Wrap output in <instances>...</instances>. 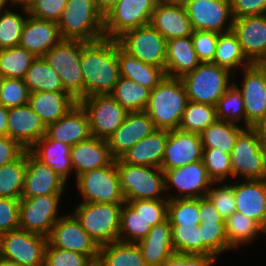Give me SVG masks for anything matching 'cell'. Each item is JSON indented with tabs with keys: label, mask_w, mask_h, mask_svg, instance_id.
<instances>
[{
	"label": "cell",
	"mask_w": 266,
	"mask_h": 266,
	"mask_svg": "<svg viewBox=\"0 0 266 266\" xmlns=\"http://www.w3.org/2000/svg\"><path fill=\"white\" fill-rule=\"evenodd\" d=\"M14 8L15 11H13ZM16 8L8 6L7 3L0 8V49L14 47L20 43L28 10L20 7L21 12L19 13L16 12Z\"/></svg>",
	"instance_id": "41"
},
{
	"label": "cell",
	"mask_w": 266,
	"mask_h": 266,
	"mask_svg": "<svg viewBox=\"0 0 266 266\" xmlns=\"http://www.w3.org/2000/svg\"><path fill=\"white\" fill-rule=\"evenodd\" d=\"M202 161L213 182H227L232 177L229 153L218 148H203Z\"/></svg>",
	"instance_id": "49"
},
{
	"label": "cell",
	"mask_w": 266,
	"mask_h": 266,
	"mask_svg": "<svg viewBox=\"0 0 266 266\" xmlns=\"http://www.w3.org/2000/svg\"><path fill=\"white\" fill-rule=\"evenodd\" d=\"M70 157L75 178L86 171L108 166L115 160L107 140L93 136L71 146Z\"/></svg>",
	"instance_id": "27"
},
{
	"label": "cell",
	"mask_w": 266,
	"mask_h": 266,
	"mask_svg": "<svg viewBox=\"0 0 266 266\" xmlns=\"http://www.w3.org/2000/svg\"><path fill=\"white\" fill-rule=\"evenodd\" d=\"M151 230V226L126 202L122 205L118 241L137 244Z\"/></svg>",
	"instance_id": "46"
},
{
	"label": "cell",
	"mask_w": 266,
	"mask_h": 266,
	"mask_svg": "<svg viewBox=\"0 0 266 266\" xmlns=\"http://www.w3.org/2000/svg\"><path fill=\"white\" fill-rule=\"evenodd\" d=\"M185 9L194 31L220 34L233 30L230 0H189Z\"/></svg>",
	"instance_id": "17"
},
{
	"label": "cell",
	"mask_w": 266,
	"mask_h": 266,
	"mask_svg": "<svg viewBox=\"0 0 266 266\" xmlns=\"http://www.w3.org/2000/svg\"><path fill=\"white\" fill-rule=\"evenodd\" d=\"M7 136L29 150L46 134V125L27 104L8 108Z\"/></svg>",
	"instance_id": "24"
},
{
	"label": "cell",
	"mask_w": 266,
	"mask_h": 266,
	"mask_svg": "<svg viewBox=\"0 0 266 266\" xmlns=\"http://www.w3.org/2000/svg\"><path fill=\"white\" fill-rule=\"evenodd\" d=\"M29 90L23 79L4 78L0 91V104L6 108L28 104Z\"/></svg>",
	"instance_id": "53"
},
{
	"label": "cell",
	"mask_w": 266,
	"mask_h": 266,
	"mask_svg": "<svg viewBox=\"0 0 266 266\" xmlns=\"http://www.w3.org/2000/svg\"><path fill=\"white\" fill-rule=\"evenodd\" d=\"M27 150L9 136L0 137V167L19 159Z\"/></svg>",
	"instance_id": "60"
},
{
	"label": "cell",
	"mask_w": 266,
	"mask_h": 266,
	"mask_svg": "<svg viewBox=\"0 0 266 266\" xmlns=\"http://www.w3.org/2000/svg\"><path fill=\"white\" fill-rule=\"evenodd\" d=\"M91 262L86 255L46 245L44 266H88Z\"/></svg>",
	"instance_id": "54"
},
{
	"label": "cell",
	"mask_w": 266,
	"mask_h": 266,
	"mask_svg": "<svg viewBox=\"0 0 266 266\" xmlns=\"http://www.w3.org/2000/svg\"><path fill=\"white\" fill-rule=\"evenodd\" d=\"M251 128L256 132L262 145L266 147V114Z\"/></svg>",
	"instance_id": "62"
},
{
	"label": "cell",
	"mask_w": 266,
	"mask_h": 266,
	"mask_svg": "<svg viewBox=\"0 0 266 266\" xmlns=\"http://www.w3.org/2000/svg\"><path fill=\"white\" fill-rule=\"evenodd\" d=\"M62 40L58 23L27 16L19 45L36 57H43Z\"/></svg>",
	"instance_id": "25"
},
{
	"label": "cell",
	"mask_w": 266,
	"mask_h": 266,
	"mask_svg": "<svg viewBox=\"0 0 266 266\" xmlns=\"http://www.w3.org/2000/svg\"><path fill=\"white\" fill-rule=\"evenodd\" d=\"M76 179V186L81 195L80 203L124 204L116 160L110 165L86 171Z\"/></svg>",
	"instance_id": "9"
},
{
	"label": "cell",
	"mask_w": 266,
	"mask_h": 266,
	"mask_svg": "<svg viewBox=\"0 0 266 266\" xmlns=\"http://www.w3.org/2000/svg\"><path fill=\"white\" fill-rule=\"evenodd\" d=\"M241 70V82L233 83L242 94L246 128H250L266 114V83L262 71L254 63Z\"/></svg>",
	"instance_id": "19"
},
{
	"label": "cell",
	"mask_w": 266,
	"mask_h": 266,
	"mask_svg": "<svg viewBox=\"0 0 266 266\" xmlns=\"http://www.w3.org/2000/svg\"><path fill=\"white\" fill-rule=\"evenodd\" d=\"M8 108L0 104V137L7 136Z\"/></svg>",
	"instance_id": "63"
},
{
	"label": "cell",
	"mask_w": 266,
	"mask_h": 266,
	"mask_svg": "<svg viewBox=\"0 0 266 266\" xmlns=\"http://www.w3.org/2000/svg\"><path fill=\"white\" fill-rule=\"evenodd\" d=\"M29 151L42 163L49 165L68 184L69 177L73 173L70 157L71 146L47 139L44 136Z\"/></svg>",
	"instance_id": "31"
},
{
	"label": "cell",
	"mask_w": 266,
	"mask_h": 266,
	"mask_svg": "<svg viewBox=\"0 0 266 266\" xmlns=\"http://www.w3.org/2000/svg\"><path fill=\"white\" fill-rule=\"evenodd\" d=\"M137 245L146 266H161L166 258L175 253L169 220L151 227L148 235Z\"/></svg>",
	"instance_id": "32"
},
{
	"label": "cell",
	"mask_w": 266,
	"mask_h": 266,
	"mask_svg": "<svg viewBox=\"0 0 266 266\" xmlns=\"http://www.w3.org/2000/svg\"><path fill=\"white\" fill-rule=\"evenodd\" d=\"M233 19L266 14V0H230Z\"/></svg>",
	"instance_id": "59"
},
{
	"label": "cell",
	"mask_w": 266,
	"mask_h": 266,
	"mask_svg": "<svg viewBox=\"0 0 266 266\" xmlns=\"http://www.w3.org/2000/svg\"><path fill=\"white\" fill-rule=\"evenodd\" d=\"M6 3V0H0V8H2Z\"/></svg>",
	"instance_id": "70"
},
{
	"label": "cell",
	"mask_w": 266,
	"mask_h": 266,
	"mask_svg": "<svg viewBox=\"0 0 266 266\" xmlns=\"http://www.w3.org/2000/svg\"><path fill=\"white\" fill-rule=\"evenodd\" d=\"M120 187L128 200H168L165 174L161 168L131 165L116 159ZM164 195V196H163Z\"/></svg>",
	"instance_id": "4"
},
{
	"label": "cell",
	"mask_w": 266,
	"mask_h": 266,
	"mask_svg": "<svg viewBox=\"0 0 266 266\" xmlns=\"http://www.w3.org/2000/svg\"><path fill=\"white\" fill-rule=\"evenodd\" d=\"M199 227H201L203 254H214L218 258L221 254L228 252L225 223L201 222Z\"/></svg>",
	"instance_id": "50"
},
{
	"label": "cell",
	"mask_w": 266,
	"mask_h": 266,
	"mask_svg": "<svg viewBox=\"0 0 266 266\" xmlns=\"http://www.w3.org/2000/svg\"><path fill=\"white\" fill-rule=\"evenodd\" d=\"M118 2H119V0H96V6H97L99 12L104 16Z\"/></svg>",
	"instance_id": "64"
},
{
	"label": "cell",
	"mask_w": 266,
	"mask_h": 266,
	"mask_svg": "<svg viewBox=\"0 0 266 266\" xmlns=\"http://www.w3.org/2000/svg\"><path fill=\"white\" fill-rule=\"evenodd\" d=\"M77 103L87 115L91 135L101 139L111 136L128 113L111 94L91 95Z\"/></svg>",
	"instance_id": "12"
},
{
	"label": "cell",
	"mask_w": 266,
	"mask_h": 266,
	"mask_svg": "<svg viewBox=\"0 0 266 266\" xmlns=\"http://www.w3.org/2000/svg\"><path fill=\"white\" fill-rule=\"evenodd\" d=\"M20 199L0 197V235L19 228Z\"/></svg>",
	"instance_id": "57"
},
{
	"label": "cell",
	"mask_w": 266,
	"mask_h": 266,
	"mask_svg": "<svg viewBox=\"0 0 266 266\" xmlns=\"http://www.w3.org/2000/svg\"><path fill=\"white\" fill-rule=\"evenodd\" d=\"M171 235L175 253L203 254L199 225H171Z\"/></svg>",
	"instance_id": "47"
},
{
	"label": "cell",
	"mask_w": 266,
	"mask_h": 266,
	"mask_svg": "<svg viewBox=\"0 0 266 266\" xmlns=\"http://www.w3.org/2000/svg\"><path fill=\"white\" fill-rule=\"evenodd\" d=\"M57 23L62 39L95 42L105 38L103 15L96 0H67Z\"/></svg>",
	"instance_id": "3"
},
{
	"label": "cell",
	"mask_w": 266,
	"mask_h": 266,
	"mask_svg": "<svg viewBox=\"0 0 266 266\" xmlns=\"http://www.w3.org/2000/svg\"><path fill=\"white\" fill-rule=\"evenodd\" d=\"M116 40L129 55L165 71L167 40L151 24L128 30Z\"/></svg>",
	"instance_id": "10"
},
{
	"label": "cell",
	"mask_w": 266,
	"mask_h": 266,
	"mask_svg": "<svg viewBox=\"0 0 266 266\" xmlns=\"http://www.w3.org/2000/svg\"><path fill=\"white\" fill-rule=\"evenodd\" d=\"M233 31L251 63L266 61V14L234 19Z\"/></svg>",
	"instance_id": "23"
},
{
	"label": "cell",
	"mask_w": 266,
	"mask_h": 266,
	"mask_svg": "<svg viewBox=\"0 0 266 266\" xmlns=\"http://www.w3.org/2000/svg\"><path fill=\"white\" fill-rule=\"evenodd\" d=\"M77 101L67 92H32L28 105L47 126L64 116Z\"/></svg>",
	"instance_id": "33"
},
{
	"label": "cell",
	"mask_w": 266,
	"mask_h": 266,
	"mask_svg": "<svg viewBox=\"0 0 266 266\" xmlns=\"http://www.w3.org/2000/svg\"><path fill=\"white\" fill-rule=\"evenodd\" d=\"M47 238L23 229L0 235V256L21 266H44Z\"/></svg>",
	"instance_id": "14"
},
{
	"label": "cell",
	"mask_w": 266,
	"mask_h": 266,
	"mask_svg": "<svg viewBox=\"0 0 266 266\" xmlns=\"http://www.w3.org/2000/svg\"><path fill=\"white\" fill-rule=\"evenodd\" d=\"M8 5L21 8L29 9L35 0H6Z\"/></svg>",
	"instance_id": "65"
},
{
	"label": "cell",
	"mask_w": 266,
	"mask_h": 266,
	"mask_svg": "<svg viewBox=\"0 0 266 266\" xmlns=\"http://www.w3.org/2000/svg\"><path fill=\"white\" fill-rule=\"evenodd\" d=\"M156 130L145 111L128 112L124 122L106 140L112 157L116 160L132 146Z\"/></svg>",
	"instance_id": "20"
},
{
	"label": "cell",
	"mask_w": 266,
	"mask_h": 266,
	"mask_svg": "<svg viewBox=\"0 0 266 266\" xmlns=\"http://www.w3.org/2000/svg\"><path fill=\"white\" fill-rule=\"evenodd\" d=\"M67 0H35L28 14L36 18L58 22L63 14Z\"/></svg>",
	"instance_id": "56"
},
{
	"label": "cell",
	"mask_w": 266,
	"mask_h": 266,
	"mask_svg": "<svg viewBox=\"0 0 266 266\" xmlns=\"http://www.w3.org/2000/svg\"><path fill=\"white\" fill-rule=\"evenodd\" d=\"M117 60L120 76L131 79L141 84L150 91L153 90L166 76L165 71L160 67L144 63L136 57L125 52L117 42Z\"/></svg>",
	"instance_id": "34"
},
{
	"label": "cell",
	"mask_w": 266,
	"mask_h": 266,
	"mask_svg": "<svg viewBox=\"0 0 266 266\" xmlns=\"http://www.w3.org/2000/svg\"><path fill=\"white\" fill-rule=\"evenodd\" d=\"M36 56L20 45L0 49V75L23 79Z\"/></svg>",
	"instance_id": "43"
},
{
	"label": "cell",
	"mask_w": 266,
	"mask_h": 266,
	"mask_svg": "<svg viewBox=\"0 0 266 266\" xmlns=\"http://www.w3.org/2000/svg\"><path fill=\"white\" fill-rule=\"evenodd\" d=\"M81 71L84 97L111 94L121 77L117 40L103 38L95 42L82 41Z\"/></svg>",
	"instance_id": "1"
},
{
	"label": "cell",
	"mask_w": 266,
	"mask_h": 266,
	"mask_svg": "<svg viewBox=\"0 0 266 266\" xmlns=\"http://www.w3.org/2000/svg\"><path fill=\"white\" fill-rule=\"evenodd\" d=\"M233 76V73L227 69L207 62L200 63L192 72L180 79L184 85L188 101L216 106L217 101L233 84Z\"/></svg>",
	"instance_id": "5"
},
{
	"label": "cell",
	"mask_w": 266,
	"mask_h": 266,
	"mask_svg": "<svg viewBox=\"0 0 266 266\" xmlns=\"http://www.w3.org/2000/svg\"><path fill=\"white\" fill-rule=\"evenodd\" d=\"M150 90L131 79L120 77L111 96L128 112L145 111Z\"/></svg>",
	"instance_id": "40"
},
{
	"label": "cell",
	"mask_w": 266,
	"mask_h": 266,
	"mask_svg": "<svg viewBox=\"0 0 266 266\" xmlns=\"http://www.w3.org/2000/svg\"><path fill=\"white\" fill-rule=\"evenodd\" d=\"M218 35V33L209 31H193L191 39L194 50L201 63L213 62Z\"/></svg>",
	"instance_id": "55"
},
{
	"label": "cell",
	"mask_w": 266,
	"mask_h": 266,
	"mask_svg": "<svg viewBox=\"0 0 266 266\" xmlns=\"http://www.w3.org/2000/svg\"><path fill=\"white\" fill-rule=\"evenodd\" d=\"M230 159L232 180L266 179V149L251 127L245 128L238 135Z\"/></svg>",
	"instance_id": "8"
},
{
	"label": "cell",
	"mask_w": 266,
	"mask_h": 266,
	"mask_svg": "<svg viewBox=\"0 0 266 266\" xmlns=\"http://www.w3.org/2000/svg\"><path fill=\"white\" fill-rule=\"evenodd\" d=\"M81 51V40L62 39L43 56L60 76L65 92L77 102L84 98Z\"/></svg>",
	"instance_id": "6"
},
{
	"label": "cell",
	"mask_w": 266,
	"mask_h": 266,
	"mask_svg": "<svg viewBox=\"0 0 266 266\" xmlns=\"http://www.w3.org/2000/svg\"><path fill=\"white\" fill-rule=\"evenodd\" d=\"M47 243L51 247L86 255L91 261L98 260L100 246L81 227L80 222L71 212L61 215L52 227Z\"/></svg>",
	"instance_id": "16"
},
{
	"label": "cell",
	"mask_w": 266,
	"mask_h": 266,
	"mask_svg": "<svg viewBox=\"0 0 266 266\" xmlns=\"http://www.w3.org/2000/svg\"><path fill=\"white\" fill-rule=\"evenodd\" d=\"M163 171L166 185L165 195L168 200L206 197L207 191L214 183L209 177L202 160ZM173 191L177 192L178 195L171 194Z\"/></svg>",
	"instance_id": "15"
},
{
	"label": "cell",
	"mask_w": 266,
	"mask_h": 266,
	"mask_svg": "<svg viewBox=\"0 0 266 266\" xmlns=\"http://www.w3.org/2000/svg\"><path fill=\"white\" fill-rule=\"evenodd\" d=\"M88 266H103L98 260L92 261Z\"/></svg>",
	"instance_id": "69"
},
{
	"label": "cell",
	"mask_w": 266,
	"mask_h": 266,
	"mask_svg": "<svg viewBox=\"0 0 266 266\" xmlns=\"http://www.w3.org/2000/svg\"><path fill=\"white\" fill-rule=\"evenodd\" d=\"M187 103L188 98L181 79L165 76L150 91L145 112L156 129L175 130L179 128Z\"/></svg>",
	"instance_id": "2"
},
{
	"label": "cell",
	"mask_w": 266,
	"mask_h": 266,
	"mask_svg": "<svg viewBox=\"0 0 266 266\" xmlns=\"http://www.w3.org/2000/svg\"><path fill=\"white\" fill-rule=\"evenodd\" d=\"M90 125L85 111L77 103L64 116L46 127L45 137L69 146L91 137Z\"/></svg>",
	"instance_id": "26"
},
{
	"label": "cell",
	"mask_w": 266,
	"mask_h": 266,
	"mask_svg": "<svg viewBox=\"0 0 266 266\" xmlns=\"http://www.w3.org/2000/svg\"><path fill=\"white\" fill-rule=\"evenodd\" d=\"M199 212L201 222L225 223V220L222 219L214 205L207 197L200 198Z\"/></svg>",
	"instance_id": "61"
},
{
	"label": "cell",
	"mask_w": 266,
	"mask_h": 266,
	"mask_svg": "<svg viewBox=\"0 0 266 266\" xmlns=\"http://www.w3.org/2000/svg\"><path fill=\"white\" fill-rule=\"evenodd\" d=\"M225 230L229 251L254 243L256 239H260V234L265 236L263 228L256 221L239 212H234L225 219Z\"/></svg>",
	"instance_id": "36"
},
{
	"label": "cell",
	"mask_w": 266,
	"mask_h": 266,
	"mask_svg": "<svg viewBox=\"0 0 266 266\" xmlns=\"http://www.w3.org/2000/svg\"><path fill=\"white\" fill-rule=\"evenodd\" d=\"M67 183L49 166L27 150V169L21 198L62 195Z\"/></svg>",
	"instance_id": "21"
},
{
	"label": "cell",
	"mask_w": 266,
	"mask_h": 266,
	"mask_svg": "<svg viewBox=\"0 0 266 266\" xmlns=\"http://www.w3.org/2000/svg\"><path fill=\"white\" fill-rule=\"evenodd\" d=\"M169 130L156 129L132 146L119 159L131 165L161 168Z\"/></svg>",
	"instance_id": "29"
},
{
	"label": "cell",
	"mask_w": 266,
	"mask_h": 266,
	"mask_svg": "<svg viewBox=\"0 0 266 266\" xmlns=\"http://www.w3.org/2000/svg\"><path fill=\"white\" fill-rule=\"evenodd\" d=\"M217 120L216 107L188 101L182 114L179 129L200 134Z\"/></svg>",
	"instance_id": "44"
},
{
	"label": "cell",
	"mask_w": 266,
	"mask_h": 266,
	"mask_svg": "<svg viewBox=\"0 0 266 266\" xmlns=\"http://www.w3.org/2000/svg\"><path fill=\"white\" fill-rule=\"evenodd\" d=\"M123 204L79 203L72 214L99 246L118 241Z\"/></svg>",
	"instance_id": "7"
},
{
	"label": "cell",
	"mask_w": 266,
	"mask_h": 266,
	"mask_svg": "<svg viewBox=\"0 0 266 266\" xmlns=\"http://www.w3.org/2000/svg\"><path fill=\"white\" fill-rule=\"evenodd\" d=\"M206 197L214 205L222 219L236 212V201L233 186L229 182H214L207 191Z\"/></svg>",
	"instance_id": "51"
},
{
	"label": "cell",
	"mask_w": 266,
	"mask_h": 266,
	"mask_svg": "<svg viewBox=\"0 0 266 266\" xmlns=\"http://www.w3.org/2000/svg\"><path fill=\"white\" fill-rule=\"evenodd\" d=\"M254 64L262 71L266 83V61H260Z\"/></svg>",
	"instance_id": "68"
},
{
	"label": "cell",
	"mask_w": 266,
	"mask_h": 266,
	"mask_svg": "<svg viewBox=\"0 0 266 266\" xmlns=\"http://www.w3.org/2000/svg\"><path fill=\"white\" fill-rule=\"evenodd\" d=\"M191 36L173 38L167 41L165 74L181 78L200 65Z\"/></svg>",
	"instance_id": "30"
},
{
	"label": "cell",
	"mask_w": 266,
	"mask_h": 266,
	"mask_svg": "<svg viewBox=\"0 0 266 266\" xmlns=\"http://www.w3.org/2000/svg\"><path fill=\"white\" fill-rule=\"evenodd\" d=\"M0 266H21V265L15 261H11L0 256Z\"/></svg>",
	"instance_id": "67"
},
{
	"label": "cell",
	"mask_w": 266,
	"mask_h": 266,
	"mask_svg": "<svg viewBox=\"0 0 266 266\" xmlns=\"http://www.w3.org/2000/svg\"><path fill=\"white\" fill-rule=\"evenodd\" d=\"M245 129L242 124L216 120L200 133L203 148H218L231 154L238 135Z\"/></svg>",
	"instance_id": "39"
},
{
	"label": "cell",
	"mask_w": 266,
	"mask_h": 266,
	"mask_svg": "<svg viewBox=\"0 0 266 266\" xmlns=\"http://www.w3.org/2000/svg\"><path fill=\"white\" fill-rule=\"evenodd\" d=\"M98 261L103 266H146L138 245L121 241L101 245Z\"/></svg>",
	"instance_id": "38"
},
{
	"label": "cell",
	"mask_w": 266,
	"mask_h": 266,
	"mask_svg": "<svg viewBox=\"0 0 266 266\" xmlns=\"http://www.w3.org/2000/svg\"><path fill=\"white\" fill-rule=\"evenodd\" d=\"M27 169V151L17 160L0 167V197L21 199Z\"/></svg>",
	"instance_id": "42"
},
{
	"label": "cell",
	"mask_w": 266,
	"mask_h": 266,
	"mask_svg": "<svg viewBox=\"0 0 266 266\" xmlns=\"http://www.w3.org/2000/svg\"><path fill=\"white\" fill-rule=\"evenodd\" d=\"M200 198L169 199L168 217L170 225H200Z\"/></svg>",
	"instance_id": "48"
},
{
	"label": "cell",
	"mask_w": 266,
	"mask_h": 266,
	"mask_svg": "<svg viewBox=\"0 0 266 266\" xmlns=\"http://www.w3.org/2000/svg\"><path fill=\"white\" fill-rule=\"evenodd\" d=\"M212 63L233 73V79L236 78V72L252 64L244 55L238 37L233 30L218 35L216 53Z\"/></svg>",
	"instance_id": "35"
},
{
	"label": "cell",
	"mask_w": 266,
	"mask_h": 266,
	"mask_svg": "<svg viewBox=\"0 0 266 266\" xmlns=\"http://www.w3.org/2000/svg\"><path fill=\"white\" fill-rule=\"evenodd\" d=\"M214 254H178L166 258L161 266H213L217 262Z\"/></svg>",
	"instance_id": "58"
},
{
	"label": "cell",
	"mask_w": 266,
	"mask_h": 266,
	"mask_svg": "<svg viewBox=\"0 0 266 266\" xmlns=\"http://www.w3.org/2000/svg\"><path fill=\"white\" fill-rule=\"evenodd\" d=\"M217 120L239 124L246 128L244 100L240 90L233 83L217 101Z\"/></svg>",
	"instance_id": "45"
},
{
	"label": "cell",
	"mask_w": 266,
	"mask_h": 266,
	"mask_svg": "<svg viewBox=\"0 0 266 266\" xmlns=\"http://www.w3.org/2000/svg\"><path fill=\"white\" fill-rule=\"evenodd\" d=\"M203 146L198 133L181 129L169 130L162 170H169L202 160Z\"/></svg>",
	"instance_id": "18"
},
{
	"label": "cell",
	"mask_w": 266,
	"mask_h": 266,
	"mask_svg": "<svg viewBox=\"0 0 266 266\" xmlns=\"http://www.w3.org/2000/svg\"><path fill=\"white\" fill-rule=\"evenodd\" d=\"M149 226L153 227L167 220L168 200H128L126 202Z\"/></svg>",
	"instance_id": "52"
},
{
	"label": "cell",
	"mask_w": 266,
	"mask_h": 266,
	"mask_svg": "<svg viewBox=\"0 0 266 266\" xmlns=\"http://www.w3.org/2000/svg\"><path fill=\"white\" fill-rule=\"evenodd\" d=\"M189 0H159L160 3L166 5H180L185 6Z\"/></svg>",
	"instance_id": "66"
},
{
	"label": "cell",
	"mask_w": 266,
	"mask_h": 266,
	"mask_svg": "<svg viewBox=\"0 0 266 266\" xmlns=\"http://www.w3.org/2000/svg\"><path fill=\"white\" fill-rule=\"evenodd\" d=\"M30 93L65 92L60 76L44 57H36L23 78Z\"/></svg>",
	"instance_id": "37"
},
{
	"label": "cell",
	"mask_w": 266,
	"mask_h": 266,
	"mask_svg": "<svg viewBox=\"0 0 266 266\" xmlns=\"http://www.w3.org/2000/svg\"><path fill=\"white\" fill-rule=\"evenodd\" d=\"M158 2L159 0H119L103 16L105 38L117 39L128 30L150 24Z\"/></svg>",
	"instance_id": "11"
},
{
	"label": "cell",
	"mask_w": 266,
	"mask_h": 266,
	"mask_svg": "<svg viewBox=\"0 0 266 266\" xmlns=\"http://www.w3.org/2000/svg\"><path fill=\"white\" fill-rule=\"evenodd\" d=\"M3 77L0 75V91H1V87H2V84H3Z\"/></svg>",
	"instance_id": "71"
},
{
	"label": "cell",
	"mask_w": 266,
	"mask_h": 266,
	"mask_svg": "<svg viewBox=\"0 0 266 266\" xmlns=\"http://www.w3.org/2000/svg\"><path fill=\"white\" fill-rule=\"evenodd\" d=\"M229 183L234 189L236 212L256 221L266 236V179H236Z\"/></svg>",
	"instance_id": "22"
},
{
	"label": "cell",
	"mask_w": 266,
	"mask_h": 266,
	"mask_svg": "<svg viewBox=\"0 0 266 266\" xmlns=\"http://www.w3.org/2000/svg\"><path fill=\"white\" fill-rule=\"evenodd\" d=\"M62 195H45L21 198L19 228L30 233L48 237L52 227L61 217L58 213Z\"/></svg>",
	"instance_id": "13"
},
{
	"label": "cell",
	"mask_w": 266,
	"mask_h": 266,
	"mask_svg": "<svg viewBox=\"0 0 266 266\" xmlns=\"http://www.w3.org/2000/svg\"><path fill=\"white\" fill-rule=\"evenodd\" d=\"M150 24L168 41L173 38L189 37L193 28L185 6L166 5L158 2L153 10Z\"/></svg>",
	"instance_id": "28"
}]
</instances>
